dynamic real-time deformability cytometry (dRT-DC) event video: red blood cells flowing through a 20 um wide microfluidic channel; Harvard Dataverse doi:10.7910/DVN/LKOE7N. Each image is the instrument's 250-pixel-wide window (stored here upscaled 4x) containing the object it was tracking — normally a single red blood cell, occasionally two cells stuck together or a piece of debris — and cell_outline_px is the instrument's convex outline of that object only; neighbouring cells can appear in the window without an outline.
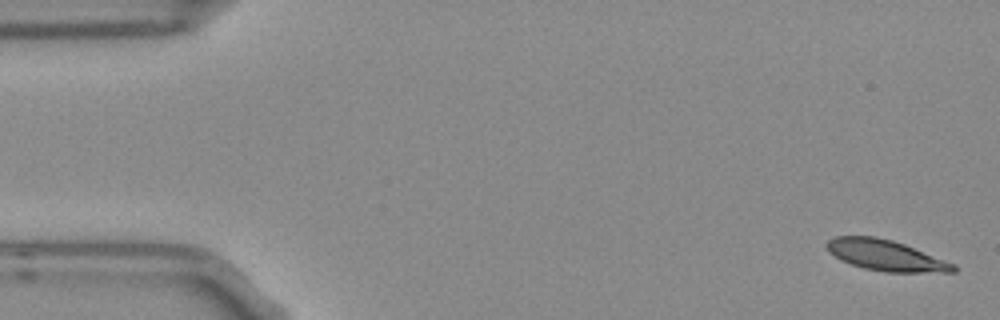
{"species": "Egyptian fruit bat (a non-hibernating species)", "species_latin": "Rousettus aegyptiacus", "temperature_condition": "room temperature", "stored_images_in_passage": 5, "camera_frame_rate_fps": 3000, "um_per_image_px": 0.085, "frame": {"image": 1, "passage_image": 1, "time_ms": 0.0, "image_size_px": [1000, 320], "cell_outline_px": [[956, 272], [884, 272], [864, 268], [840, 260], [828, 252], [824, 244], [832, 236], [876, 236], [892, 240], [904, 244], [956, 264]], "centroid_in_image_um": [75.25, 21.7], "position_along_channel_um": 9.8, "area_um2": 22.83}}
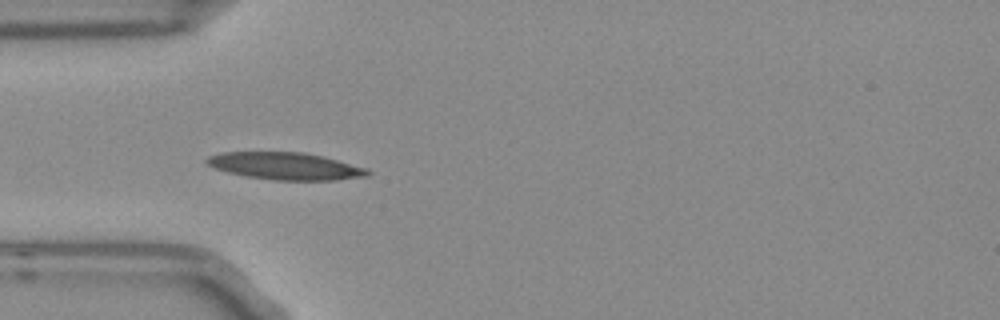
{"frame": {"image": 2, "passage_image": 5, "time_ms": 1.333, "image_size_px": [1000, 320], "cell_outline_px": [[372, 172], [368, 176], [336, 180], [272, 180], [244, 176], [228, 172], [216, 168], [208, 164], [204, 160], [208, 156], [224, 152], [304, 152], [324, 156], [368, 168]], "centroid_in_image_um": [24.31, 14.11], "position_along_channel_um": 60.7, "area_um2": 25.66}}